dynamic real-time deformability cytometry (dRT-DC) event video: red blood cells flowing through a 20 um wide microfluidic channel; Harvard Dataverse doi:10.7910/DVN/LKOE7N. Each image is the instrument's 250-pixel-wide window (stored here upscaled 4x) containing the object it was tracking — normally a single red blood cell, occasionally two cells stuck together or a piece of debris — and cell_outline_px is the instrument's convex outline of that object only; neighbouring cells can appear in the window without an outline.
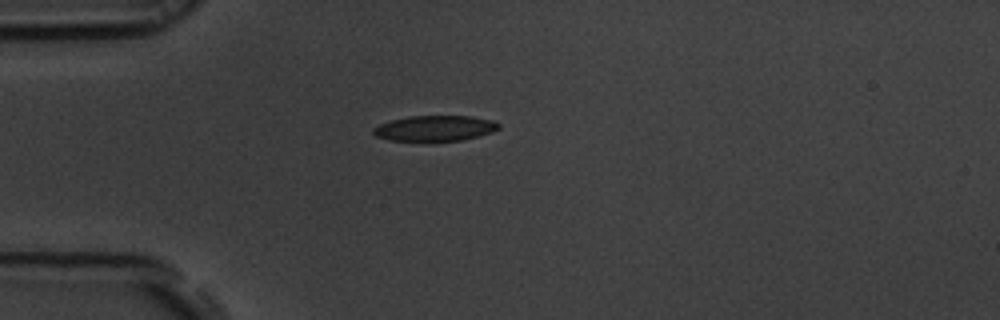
{"species": "common noctule bat (a hibernating species)", "species_latin": "Nyctalus noctula", "temperature_condition": "room temperature", "stored_images_in_passage": 41, "camera_frame_rate_fps": 3000, "um_per_image_px": 0.085, "animal": {"sex": "male", "body_mass_g": 19.5, "forearm_length_mm": 54.6}, "frame": {"image": 1, "passage_image": 1, "time_ms": 0.0, "image_size_px": [1000, 320], "cell_outline_px": [[500, 128], [492, 132], [460, 140], [388, 140], [376, 136], [372, 132], [372, 128], [380, 124], [392, 120], [408, 116], [472, 116], [492, 120], [500, 124]], "centroid_in_image_um": [36.96, 10.89], "position_along_channel_um": 48.0, "area_um2": 18.38}}
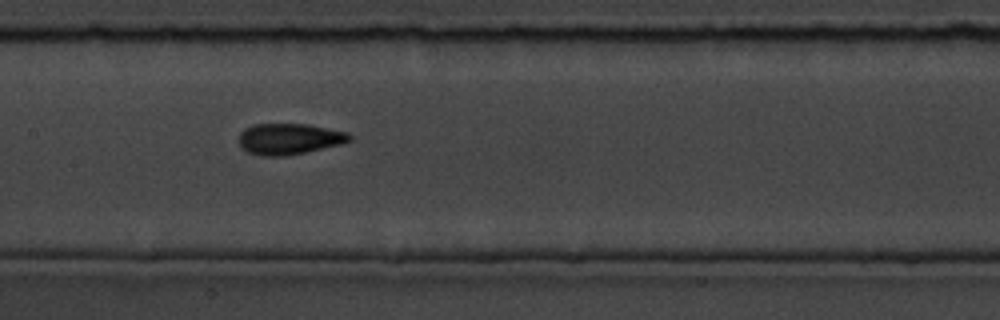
{"frame": {"image": 2, "passage_image": 13, "time_ms": 4.0, "image_size_px": [1000, 320], "cell_outline_px": [[352, 140], [340, 144], [304, 152], [284, 156], [260, 156], [248, 152], [240, 148], [236, 140], [240, 132], [244, 128], [252, 124], [308, 124], [348, 132], [352, 136]], "centroid_in_image_um": [24.51, 11.8], "position_along_channel_um": 182.9, "area_um2": 20.29}}
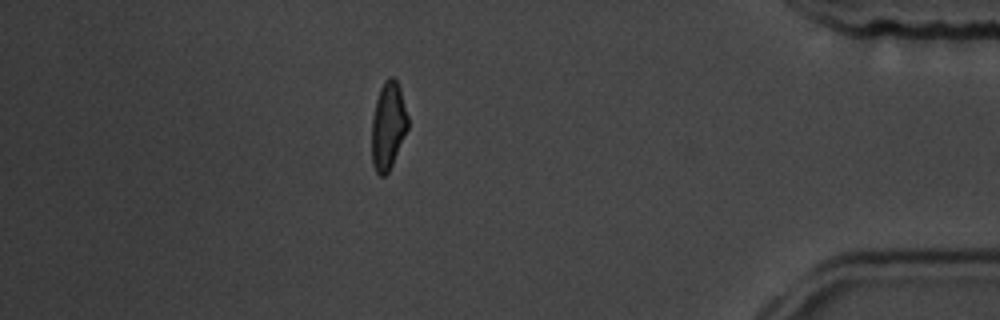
{"frame": {"image": 3, "passage_image": 34, "time_ms": 11.0, "image_size_px": [1000, 320], "cell_outline_px": [[408, 128], [392, 164], [388, 172], [384, 176], [380, 176], [376, 172], [372, 164], [372, 116], [376, 100], [380, 88], [384, 80], [388, 76], [392, 76], [396, 80], [400, 88], [408, 116]], "centroid_in_image_um": [32.98, 10.67], "position_along_channel_um": 402.2, "area_um2": 18.44}, "authors_computed_cell_mechanics": {"area_um2": 19.363, "velocity_mm_per_s": 3.7366, "shape_relaxation_time_tau1_ms": 5.4989, "shape_relaxation_time_tau2_ms": 1.8874, "deformation_change_tau1": 0.1582, "deformation_change_tau2": 0.0735}}